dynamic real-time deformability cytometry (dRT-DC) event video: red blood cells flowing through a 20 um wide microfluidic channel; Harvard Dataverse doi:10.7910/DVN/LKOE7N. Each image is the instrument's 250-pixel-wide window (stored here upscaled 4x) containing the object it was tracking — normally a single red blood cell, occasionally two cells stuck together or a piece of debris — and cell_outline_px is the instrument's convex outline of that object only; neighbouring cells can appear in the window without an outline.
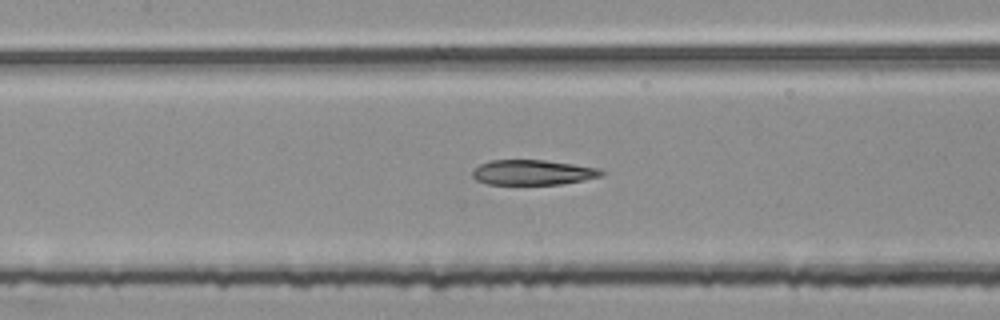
{"species": "common noctule bat (a hibernating species)", "species_latin": "Nyctalus noctula", "temperature_condition": "room temperature", "stored_images_in_passage": 54, "segment_of_instrument_passage": [2, 2], "camera_frame_rate_fps": 3000, "um_per_image_px": 0.085, "animal": {"sex": "female", "body_mass_g": 25.1}, "frame": {"image": 1, "passage_image": 25, "time_ms": 8.0, "image_size_px": [1000, 320], "cell_outline_px": [[604, 172], [600, 176], [584, 180], [560, 184], [488, 184], [476, 180], [472, 176], [472, 172], [480, 164], [488, 160], [544, 160], [600, 168]], "centroid_in_image_um": [45.27, 14.65], "position_along_channel_um": 162.1, "area_um2": 18.73}}
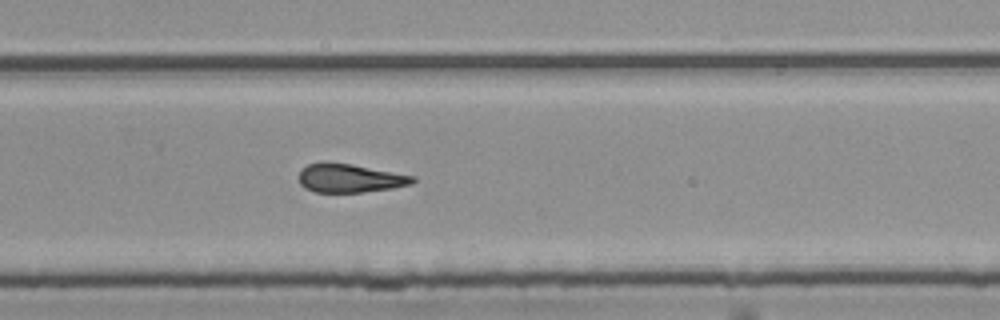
{"frame": {"image": 2, "passage_image": 36, "time_ms": 11.667, "image_size_px": [1000, 320], "cell_outline_px": [[416, 180], [412, 184], [392, 188], [364, 192], [316, 192], [304, 188], [300, 184], [300, 168], [308, 164], [320, 160], [328, 160], [352, 164], [416, 176]], "centroid_in_image_um": [29.71, 15.11], "position_along_channel_um": 300.1, "area_um2": 19.42}}
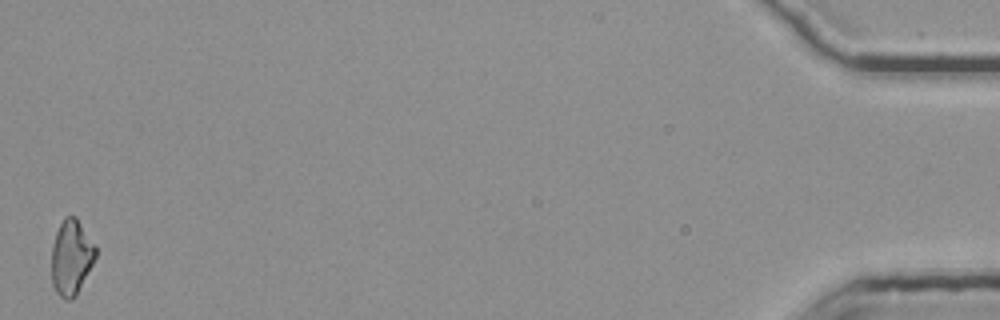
{"frame": {"image": 3, "passage_image": 54, "time_ms": 17.667, "image_size_px": [1000, 320], "cell_outline_px": [[96, 256], [76, 296], [72, 300], [64, 300], [56, 292], [52, 284], [52, 244], [56, 232], [64, 216], [76, 216], [96, 244]], "centroid_in_image_um": [6.06, 21.86], "position_along_channel_um": 429.1, "area_um2": 19.48}}